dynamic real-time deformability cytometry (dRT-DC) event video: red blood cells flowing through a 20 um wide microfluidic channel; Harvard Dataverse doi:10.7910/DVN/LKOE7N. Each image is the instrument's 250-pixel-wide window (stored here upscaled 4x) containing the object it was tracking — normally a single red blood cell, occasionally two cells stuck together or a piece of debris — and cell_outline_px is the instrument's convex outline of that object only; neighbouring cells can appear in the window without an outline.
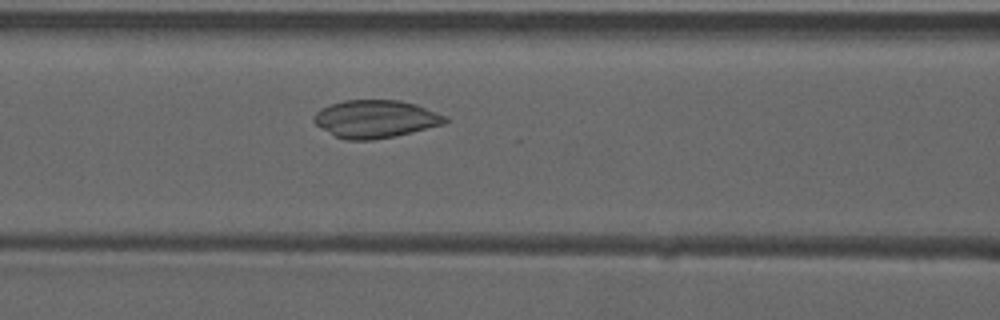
{"species": "common noctule bat (a hibernating species)", "species_latin": "Nyctalus noctula", "temperature_condition": "warm", "stored_images_in_passage": 38, "camera_frame_rate_fps": 3000, "um_per_image_px": 0.085, "animal": {"sex": "male", "forearm_length_mm": 52.5}, "frame": {"image": 1, "passage_image": 8, "time_ms": 2.333, "image_size_px": [1000, 320], "cell_outline_px": [[448, 120], [444, 124], [392, 136], [372, 140], [344, 140], [336, 136], [316, 124], [312, 120], [312, 116], [320, 108], [328, 104], [344, 100], [400, 100], [416, 104], [448, 116]], "centroid_in_image_um": [31.89, 10.09], "position_along_channel_um": 134.7, "area_um2": 28.84}}
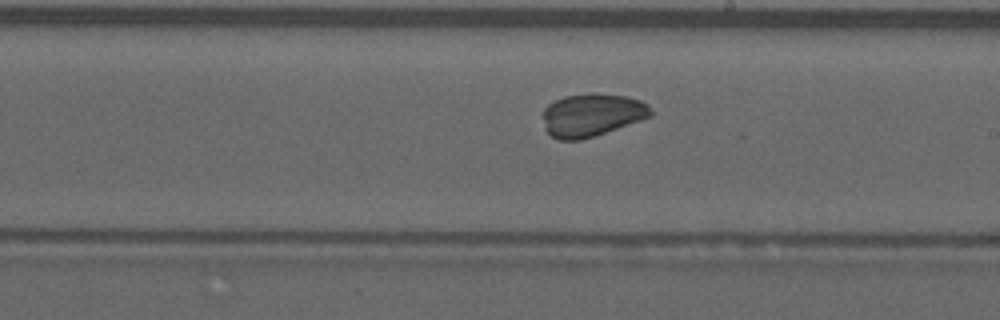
{"frame": {"image": 2, "passage_image": 16, "time_ms": 5.0, "image_size_px": [1000, 320], "cell_outline_px": [[652, 116], [580, 140], [560, 140], [552, 136], [544, 128], [544, 108], [548, 104], [564, 96], [628, 96], [640, 100], [648, 104], [652, 112]], "centroid_in_image_um": [50.29, 9.81], "position_along_channel_um": 238.7, "area_um2": 25.89}}
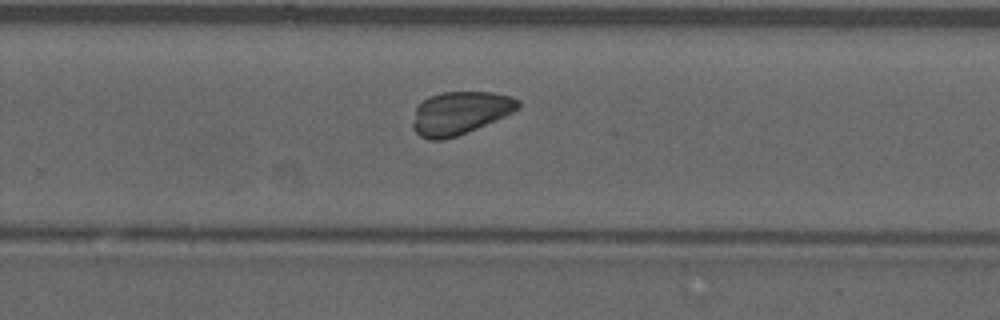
{"frame": {"image": 3, "passage_image": 20, "time_ms": 6.333, "image_size_px": [1000, 320], "cell_outline_px": [[520, 108], [504, 116], [476, 128], [456, 136], [444, 140], [428, 140], [420, 136], [412, 128], [412, 124], [416, 108], [428, 96], [440, 92], [492, 92], [512, 96], [520, 100]], "centroid_in_image_um": [39.09, 9.59], "position_along_channel_um": 290.7, "area_um2": 26.3}, "authors_computed_cell_mechanics": {"area_um2": 27.8596, "velocity_mm_per_s": 3.9105, "shape_relaxation_time_tau1_ms": 4.2352, "shape_relaxation_time_tau2_ms": 4.7127, "deformation_change_tau1": 0.173, "deformation_change_tau2": 0.0784}}